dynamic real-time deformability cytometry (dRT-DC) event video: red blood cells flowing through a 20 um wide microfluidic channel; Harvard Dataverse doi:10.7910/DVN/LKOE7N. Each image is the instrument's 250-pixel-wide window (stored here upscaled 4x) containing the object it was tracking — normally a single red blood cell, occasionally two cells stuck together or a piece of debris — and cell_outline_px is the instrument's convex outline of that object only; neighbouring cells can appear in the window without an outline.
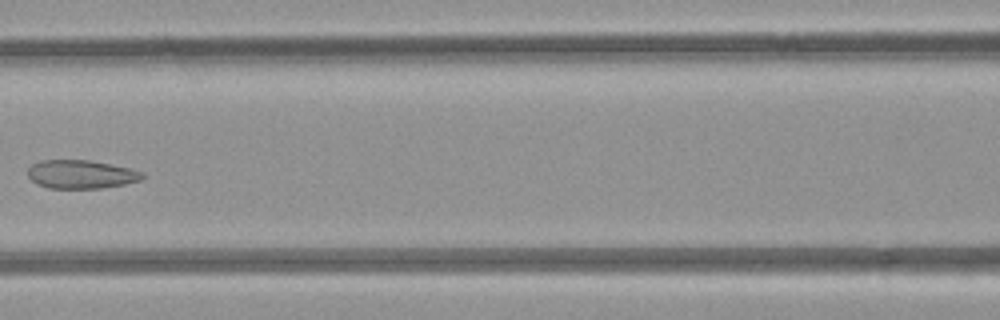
{"species": "common noctule bat (a hibernating species)", "species_latin": "Nyctalus noctula", "temperature_condition": "room temperature", "stored_images_in_passage": 7, "camera_frame_rate_fps": 3000, "um_per_image_px": 0.085, "animal": {"sex": "female", "body_mass_g": 21.9}, "frame": {"image": 1, "passage_image": 6, "time_ms": 6.667, "image_size_px": [1000, 320], "cell_outline_px": [[144, 176], [140, 180], [124, 184], [100, 188], [48, 188], [36, 184], [28, 176], [28, 168], [32, 164], [40, 160], [88, 160], [128, 168], [144, 172]], "centroid_in_image_um": [6.85, 14.82], "position_along_channel_um": 159.7, "area_um2": 18.9}}
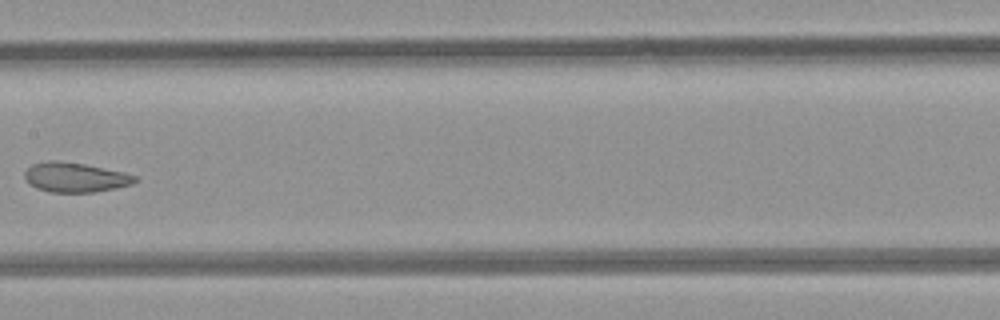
{"frame": {"image": 2, "passage_image": 7, "time_ms": 7.667, "image_size_px": [1000, 320], "cell_outline_px": [[140, 180], [132, 184], [116, 188], [92, 192], [48, 192], [36, 188], [28, 184], [24, 180], [24, 172], [32, 164], [48, 160], [56, 160], [84, 164], [124, 172], [136, 176]], "centroid_in_image_um": [6.37, 15.07], "position_along_channel_um": 201.0, "area_um2": 19.25}}